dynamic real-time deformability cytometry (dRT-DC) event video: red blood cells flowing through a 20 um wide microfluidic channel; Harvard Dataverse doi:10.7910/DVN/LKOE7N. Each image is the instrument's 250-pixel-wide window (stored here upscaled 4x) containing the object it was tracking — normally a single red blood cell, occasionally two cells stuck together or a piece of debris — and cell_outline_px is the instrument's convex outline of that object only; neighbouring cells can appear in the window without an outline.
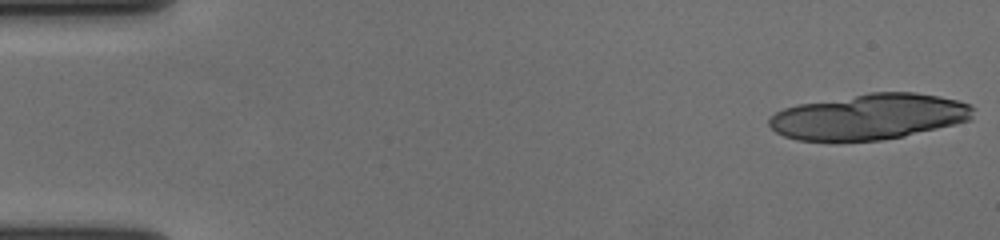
{"species": "human", "species_latin": "Homo sapiens", "temperature_condition": "cold", "stored_images_in_passage": 20, "camera_frame_rate_fps": 3000, "um_per_image_px": 0.085, "donor": {"sex": "female"}, "frame": {"image": 1, "passage_image": 1, "time_ms": 0.0, "image_size_px": [1000, 240], "cell_outline_px": [[976, 108], [972, 120], [904, 136], [880, 140], [796, 140], [784, 136], [776, 132], [768, 124], [768, 120], [776, 112], [784, 108], [796, 104], [868, 92], [916, 92], [940, 96], [956, 100], [968, 104]], "centroid_in_image_um": [73.9, 9.9], "position_along_channel_um": 11.1, "area_um2": 54.45}}